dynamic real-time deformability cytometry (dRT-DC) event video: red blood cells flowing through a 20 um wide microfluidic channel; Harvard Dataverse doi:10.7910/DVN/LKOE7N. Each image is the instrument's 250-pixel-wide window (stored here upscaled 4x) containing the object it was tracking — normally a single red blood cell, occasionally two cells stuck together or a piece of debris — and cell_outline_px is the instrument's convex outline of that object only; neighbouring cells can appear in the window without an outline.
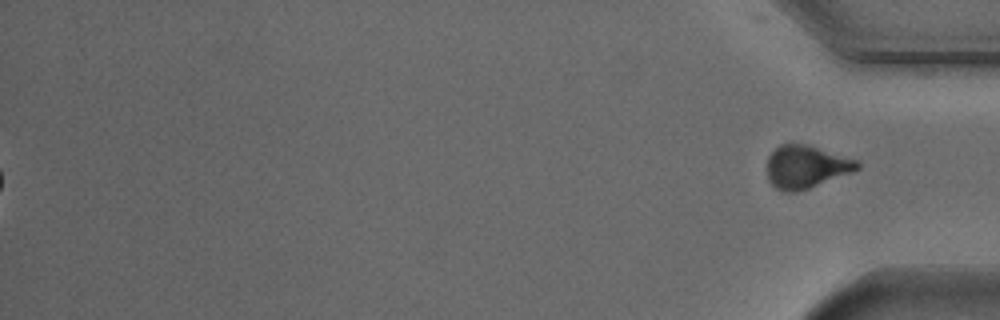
{"species": "Egyptian fruit bat (a non-hibernating species)", "species_latin": "Rousettus aegyptiacus", "temperature_condition": "cold", "stored_images_in_passage": 56, "segment_of_instrument_passage": [2, 2], "camera_frame_rate_fps": 3000, "um_per_image_px": 0.085, "animal": {"sex": "male"}, "frame": {"image": 1, "passage_image": 56, "time_ms": 18.333, "image_size_px": [1000, 320], "cell_outline_px": [[860, 168], [852, 172], [808, 188], [796, 192], [780, 192], [768, 180], [768, 156], [780, 144], [808, 144], [860, 160]], "centroid_in_image_um": [68.54, 14.17], "position_along_channel_um": 366.7, "area_um2": 22.6}}